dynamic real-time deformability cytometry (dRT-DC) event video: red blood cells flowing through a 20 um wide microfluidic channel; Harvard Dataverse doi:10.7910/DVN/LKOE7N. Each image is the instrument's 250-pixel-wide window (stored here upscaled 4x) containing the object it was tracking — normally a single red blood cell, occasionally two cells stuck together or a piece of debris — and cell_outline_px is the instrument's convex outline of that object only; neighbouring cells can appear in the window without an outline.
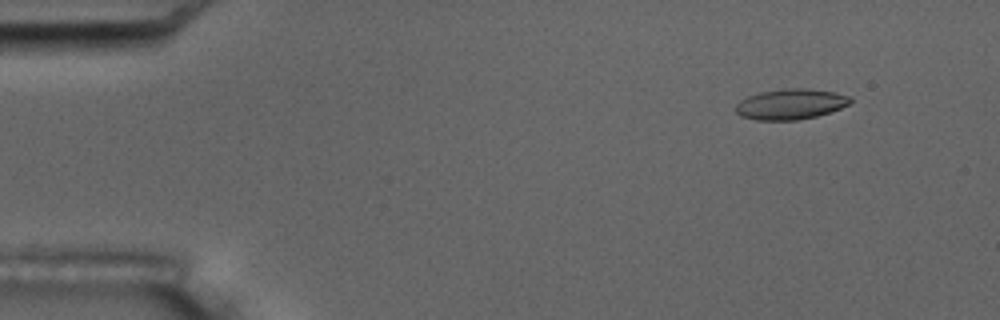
{"species": "common noctule bat (a hibernating species)", "species_latin": "Nyctalus noctula", "temperature_condition": "room temperature", "stored_images_in_passage": 5, "camera_frame_rate_fps": 3000, "um_per_image_px": 0.085, "animal": {"sex": "male", "body_mass_g": 17.5, "forearm_length_mm": 52.3}, "frame": {"image": 1, "passage_image": 2, "time_ms": 1.0, "image_size_px": [1000, 320], "cell_outline_px": [[852, 100], [848, 104], [832, 112], [816, 116], [796, 120], [756, 120], [740, 116], [736, 112], [736, 104], [740, 100], [748, 96], [760, 92], [780, 88], [804, 88], [836, 92], [852, 96]], "centroid_in_image_um": [67.21, 8.84], "position_along_channel_um": 17.8, "area_um2": 20.58}}
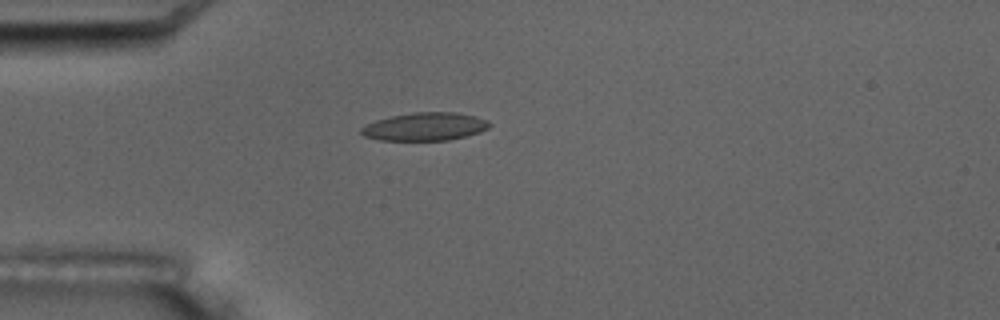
{"frame": {"image": 2, "passage_image": 5, "time_ms": 4.333, "image_size_px": [1000, 320], "cell_outline_px": [[492, 124], [488, 128], [480, 132], [468, 136], [448, 140], [380, 140], [364, 136], [360, 132], [360, 128], [376, 120], [392, 116], [412, 112], [456, 112], [476, 116], [488, 120]], "centroid_in_image_um": [36.16, 10.76], "position_along_channel_um": 48.8, "area_um2": 21.04}}